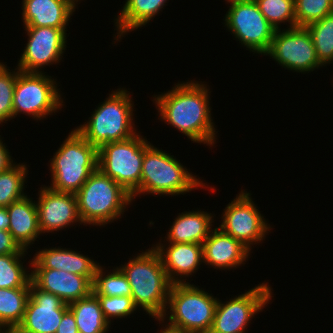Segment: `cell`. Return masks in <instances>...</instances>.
Here are the masks:
<instances>
[{
	"instance_id": "1",
	"label": "cell",
	"mask_w": 333,
	"mask_h": 333,
	"mask_svg": "<svg viewBox=\"0 0 333 333\" xmlns=\"http://www.w3.org/2000/svg\"><path fill=\"white\" fill-rule=\"evenodd\" d=\"M187 81L176 83L166 93L154 95L152 101L161 121L185 134L193 143L212 147L216 144L217 129L209 106L211 91L202 81Z\"/></svg>"
},
{
	"instance_id": "2",
	"label": "cell",
	"mask_w": 333,
	"mask_h": 333,
	"mask_svg": "<svg viewBox=\"0 0 333 333\" xmlns=\"http://www.w3.org/2000/svg\"><path fill=\"white\" fill-rule=\"evenodd\" d=\"M139 254V255H138ZM130 257L119 268L126 275L131 286L135 306L145 311L151 318H162L172 283L168 279L159 253L153 248Z\"/></svg>"
},
{
	"instance_id": "3",
	"label": "cell",
	"mask_w": 333,
	"mask_h": 333,
	"mask_svg": "<svg viewBox=\"0 0 333 333\" xmlns=\"http://www.w3.org/2000/svg\"><path fill=\"white\" fill-rule=\"evenodd\" d=\"M199 179L189 172L180 160L150 144L144 153L140 186L131 197L134 201V198L141 194L178 196L201 187L208 188L206 183Z\"/></svg>"
},
{
	"instance_id": "4",
	"label": "cell",
	"mask_w": 333,
	"mask_h": 333,
	"mask_svg": "<svg viewBox=\"0 0 333 333\" xmlns=\"http://www.w3.org/2000/svg\"><path fill=\"white\" fill-rule=\"evenodd\" d=\"M127 89L119 88L98 105L88 121L75 129L93 146L122 141L137 134L134 102Z\"/></svg>"
},
{
	"instance_id": "5",
	"label": "cell",
	"mask_w": 333,
	"mask_h": 333,
	"mask_svg": "<svg viewBox=\"0 0 333 333\" xmlns=\"http://www.w3.org/2000/svg\"><path fill=\"white\" fill-rule=\"evenodd\" d=\"M82 224L105 226L122 218L133 200L131 195L99 169L94 171L75 194Z\"/></svg>"
},
{
	"instance_id": "6",
	"label": "cell",
	"mask_w": 333,
	"mask_h": 333,
	"mask_svg": "<svg viewBox=\"0 0 333 333\" xmlns=\"http://www.w3.org/2000/svg\"><path fill=\"white\" fill-rule=\"evenodd\" d=\"M50 161L52 183L49 187L56 191L76 194L98 169V148L74 129Z\"/></svg>"
},
{
	"instance_id": "7",
	"label": "cell",
	"mask_w": 333,
	"mask_h": 333,
	"mask_svg": "<svg viewBox=\"0 0 333 333\" xmlns=\"http://www.w3.org/2000/svg\"><path fill=\"white\" fill-rule=\"evenodd\" d=\"M217 302L218 298L199 286L189 282L172 284L166 311L155 320L162 324L168 318V325L186 333H209Z\"/></svg>"
},
{
	"instance_id": "8",
	"label": "cell",
	"mask_w": 333,
	"mask_h": 333,
	"mask_svg": "<svg viewBox=\"0 0 333 333\" xmlns=\"http://www.w3.org/2000/svg\"><path fill=\"white\" fill-rule=\"evenodd\" d=\"M151 143L138 133L98 148V169L120 184L130 195L140 186L142 163Z\"/></svg>"
},
{
	"instance_id": "9",
	"label": "cell",
	"mask_w": 333,
	"mask_h": 333,
	"mask_svg": "<svg viewBox=\"0 0 333 333\" xmlns=\"http://www.w3.org/2000/svg\"><path fill=\"white\" fill-rule=\"evenodd\" d=\"M46 72H22L18 69L13 96V118L25 114L41 120L61 110L64 104L56 79Z\"/></svg>"
},
{
	"instance_id": "10",
	"label": "cell",
	"mask_w": 333,
	"mask_h": 333,
	"mask_svg": "<svg viewBox=\"0 0 333 333\" xmlns=\"http://www.w3.org/2000/svg\"><path fill=\"white\" fill-rule=\"evenodd\" d=\"M272 288L258 284L247 292L222 303L218 299L209 333H245L250 321L266 307L272 296Z\"/></svg>"
},
{
	"instance_id": "11",
	"label": "cell",
	"mask_w": 333,
	"mask_h": 333,
	"mask_svg": "<svg viewBox=\"0 0 333 333\" xmlns=\"http://www.w3.org/2000/svg\"><path fill=\"white\" fill-rule=\"evenodd\" d=\"M224 21L229 32L250 52L264 55L269 50L276 30L254 0L231 4Z\"/></svg>"
},
{
	"instance_id": "12",
	"label": "cell",
	"mask_w": 333,
	"mask_h": 333,
	"mask_svg": "<svg viewBox=\"0 0 333 333\" xmlns=\"http://www.w3.org/2000/svg\"><path fill=\"white\" fill-rule=\"evenodd\" d=\"M257 208L251 194L241 190L225 207L219 228L250 250L253 249L251 245L265 240L271 230L270 224Z\"/></svg>"
},
{
	"instance_id": "13",
	"label": "cell",
	"mask_w": 333,
	"mask_h": 333,
	"mask_svg": "<svg viewBox=\"0 0 333 333\" xmlns=\"http://www.w3.org/2000/svg\"><path fill=\"white\" fill-rule=\"evenodd\" d=\"M264 55L270 56L285 69L303 74L322 67L306 27L276 30L270 48Z\"/></svg>"
},
{
	"instance_id": "14",
	"label": "cell",
	"mask_w": 333,
	"mask_h": 333,
	"mask_svg": "<svg viewBox=\"0 0 333 333\" xmlns=\"http://www.w3.org/2000/svg\"><path fill=\"white\" fill-rule=\"evenodd\" d=\"M28 41L16 66L22 72L41 73V68L57 64L66 49L67 28L24 27Z\"/></svg>"
},
{
	"instance_id": "15",
	"label": "cell",
	"mask_w": 333,
	"mask_h": 333,
	"mask_svg": "<svg viewBox=\"0 0 333 333\" xmlns=\"http://www.w3.org/2000/svg\"><path fill=\"white\" fill-rule=\"evenodd\" d=\"M36 201L38 224L42 233H52L80 223L75 194L53 190L45 185L38 192Z\"/></svg>"
},
{
	"instance_id": "16",
	"label": "cell",
	"mask_w": 333,
	"mask_h": 333,
	"mask_svg": "<svg viewBox=\"0 0 333 333\" xmlns=\"http://www.w3.org/2000/svg\"><path fill=\"white\" fill-rule=\"evenodd\" d=\"M68 309L58 296L40 290L30 283V297L22 322L17 326L26 333H56Z\"/></svg>"
},
{
	"instance_id": "17",
	"label": "cell",
	"mask_w": 333,
	"mask_h": 333,
	"mask_svg": "<svg viewBox=\"0 0 333 333\" xmlns=\"http://www.w3.org/2000/svg\"><path fill=\"white\" fill-rule=\"evenodd\" d=\"M31 282L40 290L58 296L70 304L92 292V282L86 277L56 269H32Z\"/></svg>"
},
{
	"instance_id": "18",
	"label": "cell",
	"mask_w": 333,
	"mask_h": 333,
	"mask_svg": "<svg viewBox=\"0 0 333 333\" xmlns=\"http://www.w3.org/2000/svg\"><path fill=\"white\" fill-rule=\"evenodd\" d=\"M152 245L159 253L168 279L172 284L186 283L187 278L199 269L203 262V246L196 243H167ZM183 277V279H182Z\"/></svg>"
},
{
	"instance_id": "19",
	"label": "cell",
	"mask_w": 333,
	"mask_h": 333,
	"mask_svg": "<svg viewBox=\"0 0 333 333\" xmlns=\"http://www.w3.org/2000/svg\"><path fill=\"white\" fill-rule=\"evenodd\" d=\"M203 263L215 269H236L248 260L251 250L219 227L202 244Z\"/></svg>"
},
{
	"instance_id": "20",
	"label": "cell",
	"mask_w": 333,
	"mask_h": 333,
	"mask_svg": "<svg viewBox=\"0 0 333 333\" xmlns=\"http://www.w3.org/2000/svg\"><path fill=\"white\" fill-rule=\"evenodd\" d=\"M33 269H56L64 270L69 273L86 276L91 282L93 281L95 272L99 263L88 257V255L80 254L72 249L45 248L35 253L29 262Z\"/></svg>"
},
{
	"instance_id": "21",
	"label": "cell",
	"mask_w": 333,
	"mask_h": 333,
	"mask_svg": "<svg viewBox=\"0 0 333 333\" xmlns=\"http://www.w3.org/2000/svg\"><path fill=\"white\" fill-rule=\"evenodd\" d=\"M77 5L72 0H22L25 27L66 28Z\"/></svg>"
},
{
	"instance_id": "22",
	"label": "cell",
	"mask_w": 333,
	"mask_h": 333,
	"mask_svg": "<svg viewBox=\"0 0 333 333\" xmlns=\"http://www.w3.org/2000/svg\"><path fill=\"white\" fill-rule=\"evenodd\" d=\"M7 211L10 218V234L22 249L28 250L41 234L36 201L26 195L12 202Z\"/></svg>"
},
{
	"instance_id": "23",
	"label": "cell",
	"mask_w": 333,
	"mask_h": 333,
	"mask_svg": "<svg viewBox=\"0 0 333 333\" xmlns=\"http://www.w3.org/2000/svg\"><path fill=\"white\" fill-rule=\"evenodd\" d=\"M213 214L207 211H184L174 219L165 237L168 243L203 244L213 226Z\"/></svg>"
},
{
	"instance_id": "24",
	"label": "cell",
	"mask_w": 333,
	"mask_h": 333,
	"mask_svg": "<svg viewBox=\"0 0 333 333\" xmlns=\"http://www.w3.org/2000/svg\"><path fill=\"white\" fill-rule=\"evenodd\" d=\"M168 0H126L120 14L115 18L116 41H120L128 32L140 29L164 9ZM154 17V18H153ZM120 39V40H119Z\"/></svg>"
},
{
	"instance_id": "25",
	"label": "cell",
	"mask_w": 333,
	"mask_h": 333,
	"mask_svg": "<svg viewBox=\"0 0 333 333\" xmlns=\"http://www.w3.org/2000/svg\"><path fill=\"white\" fill-rule=\"evenodd\" d=\"M72 311L79 333H108L110 323L104 318L97 296H88L68 305Z\"/></svg>"
},
{
	"instance_id": "26",
	"label": "cell",
	"mask_w": 333,
	"mask_h": 333,
	"mask_svg": "<svg viewBox=\"0 0 333 333\" xmlns=\"http://www.w3.org/2000/svg\"><path fill=\"white\" fill-rule=\"evenodd\" d=\"M30 287L0 288V326L17 327L23 320Z\"/></svg>"
},
{
	"instance_id": "27",
	"label": "cell",
	"mask_w": 333,
	"mask_h": 333,
	"mask_svg": "<svg viewBox=\"0 0 333 333\" xmlns=\"http://www.w3.org/2000/svg\"><path fill=\"white\" fill-rule=\"evenodd\" d=\"M26 163H15L6 171L0 172V207H8L12 202L26 196L25 182L28 174Z\"/></svg>"
},
{
	"instance_id": "28",
	"label": "cell",
	"mask_w": 333,
	"mask_h": 333,
	"mask_svg": "<svg viewBox=\"0 0 333 333\" xmlns=\"http://www.w3.org/2000/svg\"><path fill=\"white\" fill-rule=\"evenodd\" d=\"M322 66L333 63V12L306 26Z\"/></svg>"
},
{
	"instance_id": "29",
	"label": "cell",
	"mask_w": 333,
	"mask_h": 333,
	"mask_svg": "<svg viewBox=\"0 0 333 333\" xmlns=\"http://www.w3.org/2000/svg\"><path fill=\"white\" fill-rule=\"evenodd\" d=\"M104 272V269L99 265L96 269L93 281L92 292L95 295L113 296H131V286L126 275L119 267L112 269V272Z\"/></svg>"
},
{
	"instance_id": "30",
	"label": "cell",
	"mask_w": 333,
	"mask_h": 333,
	"mask_svg": "<svg viewBox=\"0 0 333 333\" xmlns=\"http://www.w3.org/2000/svg\"><path fill=\"white\" fill-rule=\"evenodd\" d=\"M25 254L0 255V288L30 287L31 272L21 260ZM30 272V273H28Z\"/></svg>"
},
{
	"instance_id": "31",
	"label": "cell",
	"mask_w": 333,
	"mask_h": 333,
	"mask_svg": "<svg viewBox=\"0 0 333 333\" xmlns=\"http://www.w3.org/2000/svg\"><path fill=\"white\" fill-rule=\"evenodd\" d=\"M266 20L280 30L281 24L288 22L289 28L296 27L294 0H254ZM281 23V24H280Z\"/></svg>"
},
{
	"instance_id": "32",
	"label": "cell",
	"mask_w": 333,
	"mask_h": 333,
	"mask_svg": "<svg viewBox=\"0 0 333 333\" xmlns=\"http://www.w3.org/2000/svg\"><path fill=\"white\" fill-rule=\"evenodd\" d=\"M296 27H306L333 12V0H294Z\"/></svg>"
},
{
	"instance_id": "33",
	"label": "cell",
	"mask_w": 333,
	"mask_h": 333,
	"mask_svg": "<svg viewBox=\"0 0 333 333\" xmlns=\"http://www.w3.org/2000/svg\"><path fill=\"white\" fill-rule=\"evenodd\" d=\"M0 62V124L13 119V96L18 68L12 71Z\"/></svg>"
},
{
	"instance_id": "34",
	"label": "cell",
	"mask_w": 333,
	"mask_h": 333,
	"mask_svg": "<svg viewBox=\"0 0 333 333\" xmlns=\"http://www.w3.org/2000/svg\"><path fill=\"white\" fill-rule=\"evenodd\" d=\"M104 318L111 324V319L130 317L138 309L131 296H105L96 295ZM111 318V319H110Z\"/></svg>"
},
{
	"instance_id": "35",
	"label": "cell",
	"mask_w": 333,
	"mask_h": 333,
	"mask_svg": "<svg viewBox=\"0 0 333 333\" xmlns=\"http://www.w3.org/2000/svg\"><path fill=\"white\" fill-rule=\"evenodd\" d=\"M13 239L9 231L0 230V255L5 254H27Z\"/></svg>"
},
{
	"instance_id": "36",
	"label": "cell",
	"mask_w": 333,
	"mask_h": 333,
	"mask_svg": "<svg viewBox=\"0 0 333 333\" xmlns=\"http://www.w3.org/2000/svg\"><path fill=\"white\" fill-rule=\"evenodd\" d=\"M56 333H79L75 317L69 308L64 312Z\"/></svg>"
},
{
	"instance_id": "37",
	"label": "cell",
	"mask_w": 333,
	"mask_h": 333,
	"mask_svg": "<svg viewBox=\"0 0 333 333\" xmlns=\"http://www.w3.org/2000/svg\"><path fill=\"white\" fill-rule=\"evenodd\" d=\"M5 144L6 143L3 144L0 135V172L6 171L8 168L15 164V161L13 163V159H11L12 157L9 150L6 148L7 145Z\"/></svg>"
},
{
	"instance_id": "38",
	"label": "cell",
	"mask_w": 333,
	"mask_h": 333,
	"mask_svg": "<svg viewBox=\"0 0 333 333\" xmlns=\"http://www.w3.org/2000/svg\"><path fill=\"white\" fill-rule=\"evenodd\" d=\"M10 218L7 207H0V230L9 231Z\"/></svg>"
},
{
	"instance_id": "39",
	"label": "cell",
	"mask_w": 333,
	"mask_h": 333,
	"mask_svg": "<svg viewBox=\"0 0 333 333\" xmlns=\"http://www.w3.org/2000/svg\"><path fill=\"white\" fill-rule=\"evenodd\" d=\"M161 326H163L162 327L163 329L161 328V330H158V331H160L159 333H186L185 331L172 327V326L168 325L167 323L165 324V327H164V324H162Z\"/></svg>"
},
{
	"instance_id": "40",
	"label": "cell",
	"mask_w": 333,
	"mask_h": 333,
	"mask_svg": "<svg viewBox=\"0 0 333 333\" xmlns=\"http://www.w3.org/2000/svg\"><path fill=\"white\" fill-rule=\"evenodd\" d=\"M4 333H26V332L22 331L18 327H10V328L4 329Z\"/></svg>"
},
{
	"instance_id": "41",
	"label": "cell",
	"mask_w": 333,
	"mask_h": 333,
	"mask_svg": "<svg viewBox=\"0 0 333 333\" xmlns=\"http://www.w3.org/2000/svg\"><path fill=\"white\" fill-rule=\"evenodd\" d=\"M225 1H227L228 5H229V3L231 5L234 3L246 2V1H250V0H225Z\"/></svg>"
},
{
	"instance_id": "42",
	"label": "cell",
	"mask_w": 333,
	"mask_h": 333,
	"mask_svg": "<svg viewBox=\"0 0 333 333\" xmlns=\"http://www.w3.org/2000/svg\"><path fill=\"white\" fill-rule=\"evenodd\" d=\"M75 4H78L77 2L79 1V3H80V1L81 0H72Z\"/></svg>"
},
{
	"instance_id": "43",
	"label": "cell",
	"mask_w": 333,
	"mask_h": 333,
	"mask_svg": "<svg viewBox=\"0 0 333 333\" xmlns=\"http://www.w3.org/2000/svg\"><path fill=\"white\" fill-rule=\"evenodd\" d=\"M0 333H4V329L0 326Z\"/></svg>"
}]
</instances>
